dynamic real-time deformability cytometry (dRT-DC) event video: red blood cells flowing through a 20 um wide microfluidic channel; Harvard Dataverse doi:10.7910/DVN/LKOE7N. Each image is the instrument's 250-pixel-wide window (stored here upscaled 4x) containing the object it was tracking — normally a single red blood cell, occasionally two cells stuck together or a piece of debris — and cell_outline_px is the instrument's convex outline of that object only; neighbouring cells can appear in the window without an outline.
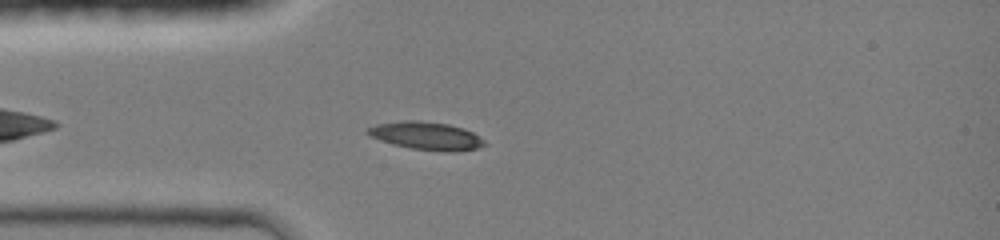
{"species": "common noctule bat (a hibernating species)", "species_latin": "Nyctalus noctula", "temperature_condition": "room temperature", "stored_images_in_passage": 39, "camera_frame_rate_fps": 3000, "um_per_image_px": 0.085, "animal": {"sex": "female", "body_mass_g": 19.0, "forearm_length_mm": 51.5}, "frame": {"image": 1, "passage_image": 6, "time_ms": 1.667, "image_size_px": [1000, 240], "cell_outline_px": [[488, 144], [476, 148], [452, 152], [448, 152], [412, 148], [392, 144], [368, 136], [364, 132], [368, 128], [376, 124], [400, 120], [420, 120], [448, 124], [464, 128], [480, 136]], "centroid_in_image_um": [36.21, 11.53], "position_along_channel_um": 48.8, "area_um2": 19.19}}
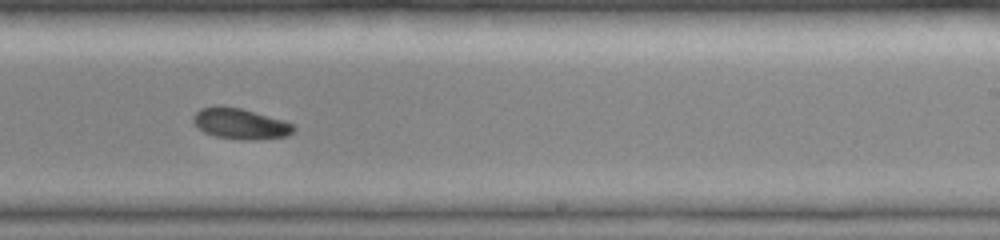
{"frame": {"image": 2, "passage_image": 22, "time_ms": 7.0, "image_size_px": [1000, 240], "cell_outline_px": [[296, 128], [288, 136], [244, 140], [216, 136], [204, 132], [192, 120], [192, 116], [200, 108], [212, 104], [216, 104], [240, 108], [284, 120], [292, 124]], "centroid_in_image_um": [20.39, 10.48], "position_along_channel_um": 268.6, "area_um2": 17.98}}
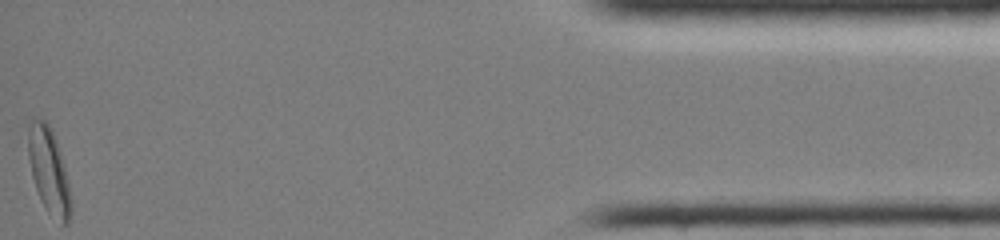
{"frame": {"image": 3, "passage_image": 39, "time_ms": 12.667, "image_size_px": [1000, 240], "cell_outline_px": [[72, 212], [68, 224], [60, 224], [48, 212], [36, 188], [32, 176], [28, 156], [28, 132], [32, 120], [44, 120], [48, 124], [52, 132], [60, 152], [72, 200]], "centroid_in_image_um": [4.17, 14.59], "position_along_channel_um": 431.0, "area_um2": 20.81}, "authors_computed_cell_mechanics": {"area_um2": 18.2648, "velocity_mm_per_s": 4.2595, "shape_relaxation_time_tau1_ms": 3.5257, "shape_relaxation_time_tau2_ms": null, "deformation_change_tau1": 0.1386, "deformation_change_tau2": null}}